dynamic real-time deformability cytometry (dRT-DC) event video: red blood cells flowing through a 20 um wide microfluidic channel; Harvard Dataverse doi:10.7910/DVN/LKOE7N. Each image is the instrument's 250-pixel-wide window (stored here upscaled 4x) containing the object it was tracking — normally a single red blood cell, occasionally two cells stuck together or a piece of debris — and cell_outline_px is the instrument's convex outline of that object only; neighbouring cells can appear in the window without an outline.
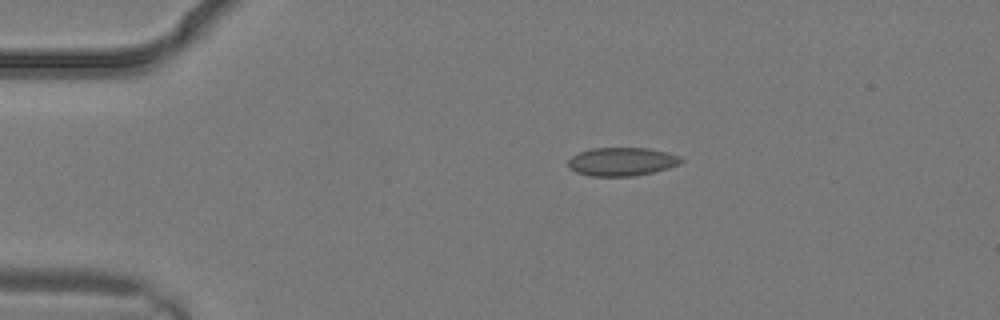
{"species": "common noctule bat (a hibernating species)", "species_latin": "Nyctalus noctula", "temperature_condition": "warm", "stored_images_in_passage": 3, "camera_frame_rate_fps": 3000, "um_per_image_px": 0.085, "animal": {"sex": "male", "body_mass_g": 19.2, "forearm_length_mm": 51.8}, "frame": {"image": 1, "passage_image": 2, "time_ms": 0.333, "image_size_px": [1000, 320], "cell_outline_px": [[684, 160], [680, 164], [668, 168], [652, 172], [632, 176], [592, 176], [576, 172], [568, 168], [568, 160], [572, 156], [580, 152], [592, 148], [648, 148], [668, 152], [680, 156]], "centroid_in_image_um": [52.87, 13.73], "position_along_channel_um": 32.1, "area_um2": 18.73}}